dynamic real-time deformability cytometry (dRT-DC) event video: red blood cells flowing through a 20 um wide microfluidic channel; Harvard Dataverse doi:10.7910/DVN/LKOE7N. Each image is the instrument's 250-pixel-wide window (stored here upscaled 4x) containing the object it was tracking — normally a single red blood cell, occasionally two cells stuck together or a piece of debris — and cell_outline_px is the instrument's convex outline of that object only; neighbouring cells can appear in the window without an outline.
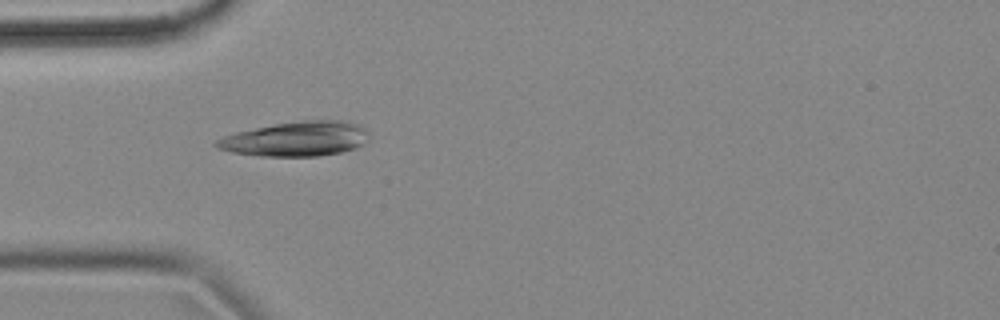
{"species": "common noctule bat (a hibernating species)", "species_latin": "Nyctalus noctula", "temperature_condition": "cold", "stored_images_in_passage": 4, "camera_frame_rate_fps": 3000, "um_per_image_px": 0.085, "animal": {"sex": "female", "body_mass_g": 18.4}, "frame": {"image": 1, "passage_image": 1, "time_ms": 0.0, "image_size_px": [1000, 320], "cell_outline_px": [[368, 132], [364, 144], [340, 152], [320, 156], [260, 156], [232, 152], [216, 148], [212, 144], [216, 140], [224, 136], [236, 132], [276, 124], [304, 120], [348, 120], [364, 128]], "centroid_in_image_um": [25.14, 11.81], "position_along_channel_um": 59.9, "area_um2": 30.63}}